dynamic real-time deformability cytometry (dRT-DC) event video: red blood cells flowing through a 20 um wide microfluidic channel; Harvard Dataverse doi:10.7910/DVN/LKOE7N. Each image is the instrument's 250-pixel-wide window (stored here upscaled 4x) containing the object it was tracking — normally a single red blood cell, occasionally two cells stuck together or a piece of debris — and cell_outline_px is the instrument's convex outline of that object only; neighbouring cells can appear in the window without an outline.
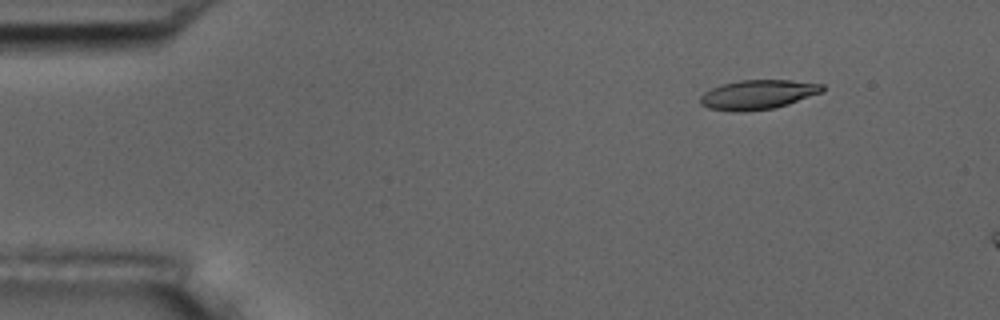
{"species": "common noctule bat (a hibernating species)", "species_latin": "Nyctalus noctula", "temperature_condition": "room temperature", "stored_images_in_passage": 4, "camera_frame_rate_fps": 3000, "um_per_image_px": 0.085, "animal": {"sex": "male", "body_mass_g": 17.5, "forearm_length_mm": 52.3}, "frame": {"image": 1, "passage_image": 2, "time_ms": 1.333, "image_size_px": [1000, 320], "cell_outline_px": [[824, 92], [776, 108], [740, 112], [736, 112], [708, 108], [700, 104], [700, 96], [704, 92], [720, 84], [740, 80], [792, 80], [824, 84]], "centroid_in_image_um": [64.43, 8.04], "position_along_channel_um": 20.6, "area_um2": 21.15}}